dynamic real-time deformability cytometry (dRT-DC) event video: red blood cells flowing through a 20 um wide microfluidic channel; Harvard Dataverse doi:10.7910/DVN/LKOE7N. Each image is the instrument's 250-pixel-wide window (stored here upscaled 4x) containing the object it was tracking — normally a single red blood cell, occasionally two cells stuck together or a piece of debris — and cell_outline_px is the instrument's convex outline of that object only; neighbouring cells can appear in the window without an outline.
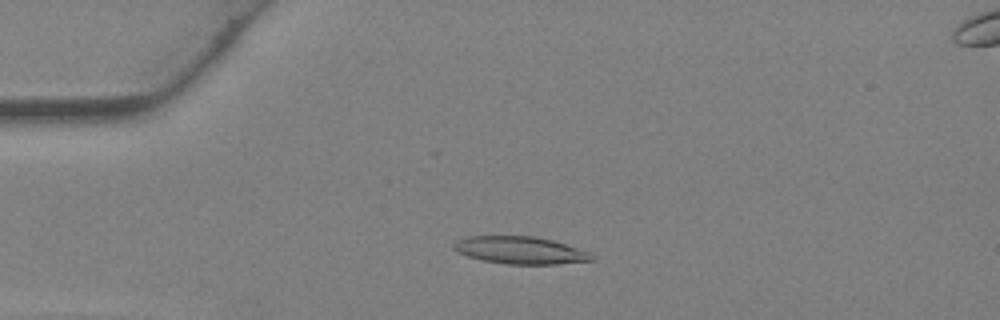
{"species": "Egyptian fruit bat (a non-hibernating species)", "species_latin": "Rousettus aegyptiacus", "temperature_condition": "warm", "stored_images_in_passage": 35, "camera_frame_rate_fps": 3000, "um_per_image_px": 0.085, "animal": {"sex": "female"}, "frame": {"image": 1, "passage_image": 9, "time_ms": 2.667, "image_size_px": [1000, 320], "cell_outline_px": [[596, 260], [556, 264], [508, 264], [484, 260], [468, 256], [456, 252], [452, 248], [452, 244], [456, 240], [468, 236], [532, 236], [552, 240], [588, 252], [596, 256]], "centroid_in_image_um": [44.19, 21.27], "position_along_channel_um": 40.8, "area_um2": 21.96}}
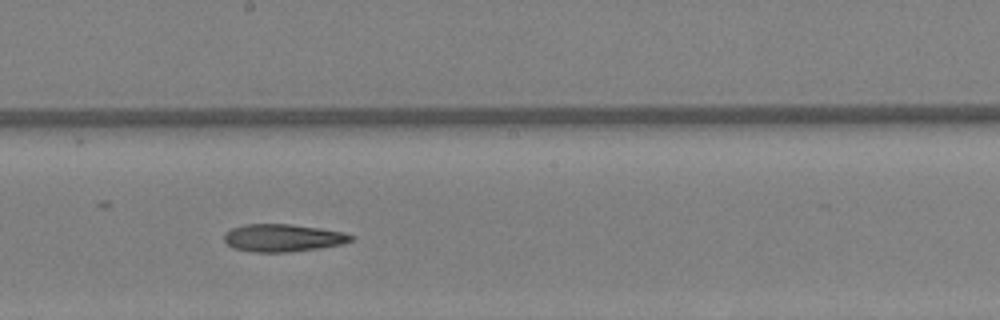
{"frame": {"image": 2, "passage_image": 21, "time_ms": 6.667, "image_size_px": [1000, 320], "cell_outline_px": [[356, 236], [352, 240], [344, 244], [288, 252], [256, 252], [236, 248], [228, 244], [224, 240], [224, 232], [232, 228], [244, 224], [288, 224], [320, 228], [344, 232]], "centroid_in_image_um": [24.06, 20.21], "position_along_channel_um": 224.1, "area_um2": 20.29}}
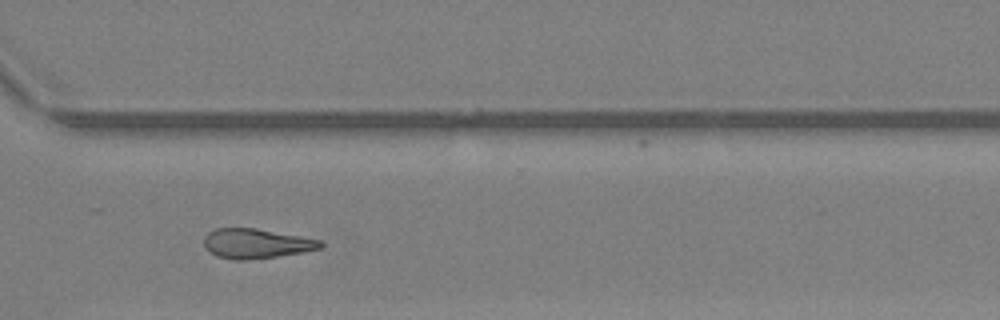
{"frame": {"image": 3, "passage_image": 28, "time_ms": 9.0, "image_size_px": [1000, 320], "cell_outline_px": [[324, 244], [320, 248], [304, 252], [248, 260], [236, 260], [216, 256], [208, 252], [204, 248], [204, 236], [208, 232], [216, 228], [256, 228], [324, 240]], "centroid_in_image_um": [21.77, 20.7], "position_along_channel_um": 348.8, "area_um2": 20.4}}